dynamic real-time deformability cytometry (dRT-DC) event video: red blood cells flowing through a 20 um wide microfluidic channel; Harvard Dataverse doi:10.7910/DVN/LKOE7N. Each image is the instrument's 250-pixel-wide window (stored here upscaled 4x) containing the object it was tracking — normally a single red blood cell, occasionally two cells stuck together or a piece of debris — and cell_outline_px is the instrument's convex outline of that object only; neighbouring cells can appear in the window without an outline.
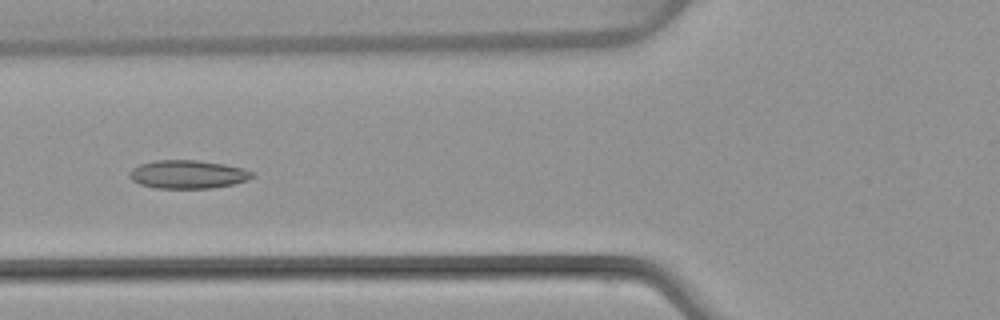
{"species": "common noctule bat (a hibernating species)", "species_latin": "Nyctalus noctula", "temperature_condition": "warm", "stored_images_in_passage": 7, "camera_frame_rate_fps": 3000, "um_per_image_px": 0.085, "animal": {"sex": "female", "body_mass_g": 22.7, "forearm_length_mm": 54.2}, "frame": {"image": 1, "passage_image": 5, "time_ms": 6.333, "image_size_px": [1000, 320], "cell_outline_px": [[256, 176], [248, 180], [232, 184], [212, 188], [156, 188], [140, 184], [132, 180], [128, 176], [128, 172], [132, 168], [140, 164], [156, 160], [196, 160], [224, 164], [244, 168], [252, 172]], "centroid_in_image_um": [15.96, 14.82], "position_along_channel_um": 109.8, "area_um2": 20.35}}
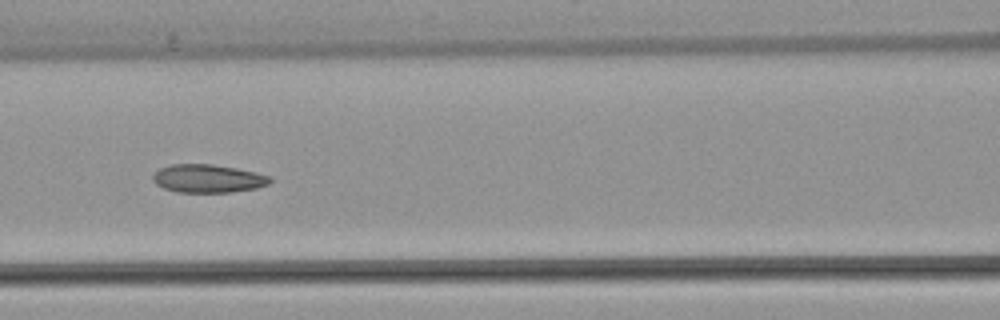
{"frame": {"image": 2, "passage_image": 6, "time_ms": 7.333, "image_size_px": [1000, 320], "cell_outline_px": [[272, 180], [268, 184], [256, 188], [232, 192], [176, 192], [164, 188], [156, 184], [152, 180], [152, 176], [160, 168], [172, 164], [212, 164], [236, 168], [256, 172], [272, 176]], "centroid_in_image_um": [17.69, 15.17], "position_along_channel_um": 148.9, "area_um2": 19.31}}
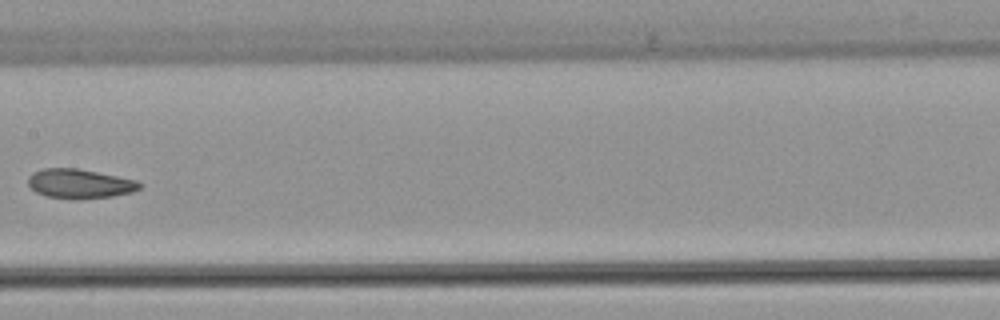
{"frame": {"image": 3, "passage_image": 7, "time_ms": 8.667, "image_size_px": [1000, 320], "cell_outline_px": [[144, 184], [140, 188], [132, 192], [112, 196], [76, 200], [72, 200], [44, 196], [36, 192], [28, 184], [28, 176], [32, 172], [44, 168], [76, 168], [136, 180]], "centroid_in_image_um": [6.75, 15.63], "position_along_channel_um": 200.7, "area_um2": 19.25}}